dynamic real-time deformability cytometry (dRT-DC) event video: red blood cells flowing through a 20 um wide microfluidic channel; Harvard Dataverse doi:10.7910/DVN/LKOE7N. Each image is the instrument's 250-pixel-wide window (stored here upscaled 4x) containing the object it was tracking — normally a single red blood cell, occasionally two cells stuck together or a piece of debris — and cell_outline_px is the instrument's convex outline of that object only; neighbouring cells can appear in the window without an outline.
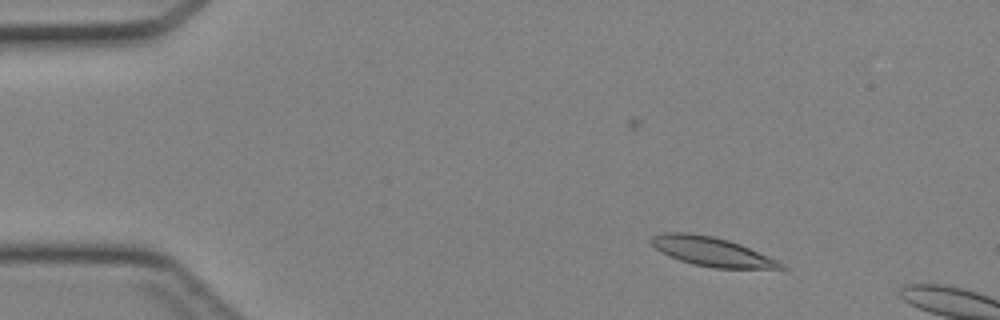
{"species": "Egyptian fruit bat (a non-hibernating species)", "species_latin": "Rousettus aegyptiacus", "temperature_condition": "cold", "stored_images_in_passage": 5, "camera_frame_rate_fps": 3000, "um_per_image_px": 0.085, "animal": {"sex": "female"}, "frame": {"image": 1, "passage_image": 1, "time_ms": 0.0, "image_size_px": [1000, 320], "cell_outline_px": [[788, 268], [716, 268], [696, 264], [680, 260], [660, 252], [648, 240], [652, 236], [664, 232], [688, 232], [712, 236], [728, 240], [740, 244], [776, 260], [784, 264]], "centroid_in_image_um": [60.44, 21.37], "position_along_channel_um": 24.6, "area_um2": 21.62}}